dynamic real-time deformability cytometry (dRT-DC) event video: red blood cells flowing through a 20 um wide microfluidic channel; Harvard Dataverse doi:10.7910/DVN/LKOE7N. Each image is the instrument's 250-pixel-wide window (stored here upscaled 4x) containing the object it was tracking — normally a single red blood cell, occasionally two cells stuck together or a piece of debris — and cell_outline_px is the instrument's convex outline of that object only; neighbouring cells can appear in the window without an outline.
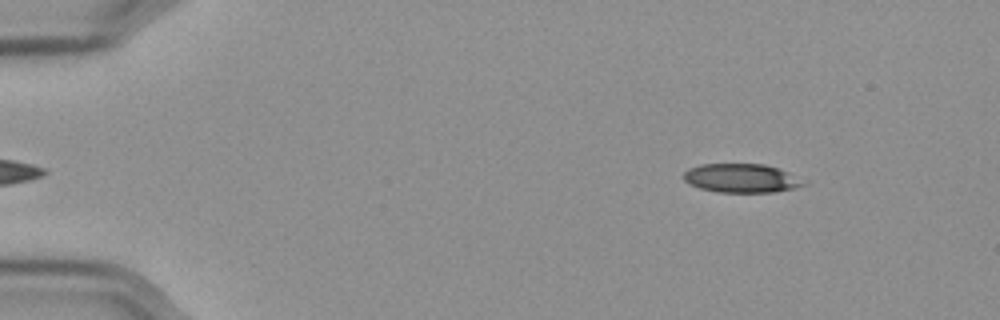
{"species": "Egyptian fruit bat (a non-hibernating species)", "species_latin": "Rousettus aegyptiacus", "temperature_condition": "cold", "stored_images_in_passage": 51, "camera_frame_rate_fps": 3000, "um_per_image_px": 0.085, "frame": {"image": 1, "passage_image": 2, "time_ms": 0.333, "image_size_px": [1000, 320], "cell_outline_px": [[808, 184], [796, 188], [772, 192], [720, 192], [700, 188], [684, 180], [684, 172], [688, 168], [700, 164], [764, 164], [788, 172]], "centroid_in_image_um": [63.01, 15.14], "position_along_channel_um": 22.0, "area_um2": 19.94}}
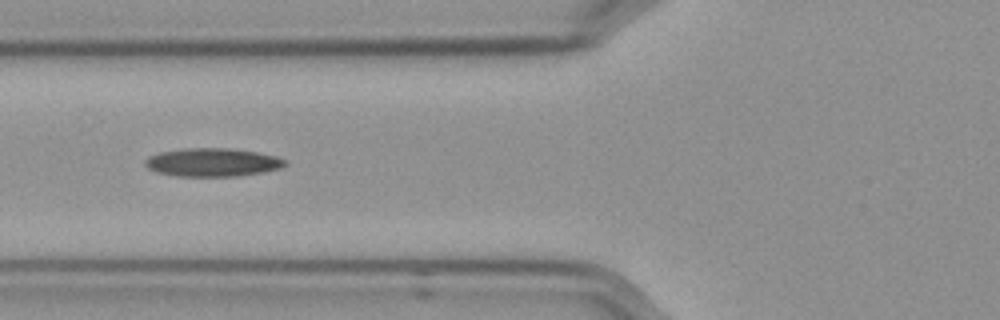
{"frame": {"image": 2, "passage_image": 17, "time_ms": 5.333, "image_size_px": [1000, 320], "cell_outline_px": [[288, 164], [280, 168], [260, 172], [236, 176], [176, 176], [156, 172], [148, 168], [144, 164], [144, 160], [148, 156], [160, 152], [184, 148], [228, 148], [256, 152], [276, 156], [284, 160]], "centroid_in_image_um": [18.01, 13.79], "position_along_channel_um": 107.8, "area_um2": 23.0}}
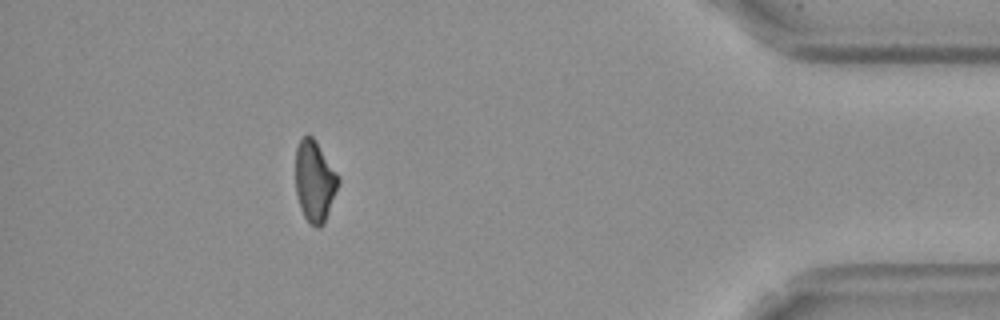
{"frame": {"image": 3, "passage_image": 46, "time_ms": 15.0, "image_size_px": [1000, 320], "cell_outline_px": [[340, 184], [324, 224], [320, 228], [316, 228], [308, 224], [300, 208], [296, 192], [296, 148], [300, 140], [304, 136], [312, 136], [340, 176]], "centroid_in_image_um": [26.77, 15.46], "position_along_channel_um": 408.4, "area_um2": 20.46}}